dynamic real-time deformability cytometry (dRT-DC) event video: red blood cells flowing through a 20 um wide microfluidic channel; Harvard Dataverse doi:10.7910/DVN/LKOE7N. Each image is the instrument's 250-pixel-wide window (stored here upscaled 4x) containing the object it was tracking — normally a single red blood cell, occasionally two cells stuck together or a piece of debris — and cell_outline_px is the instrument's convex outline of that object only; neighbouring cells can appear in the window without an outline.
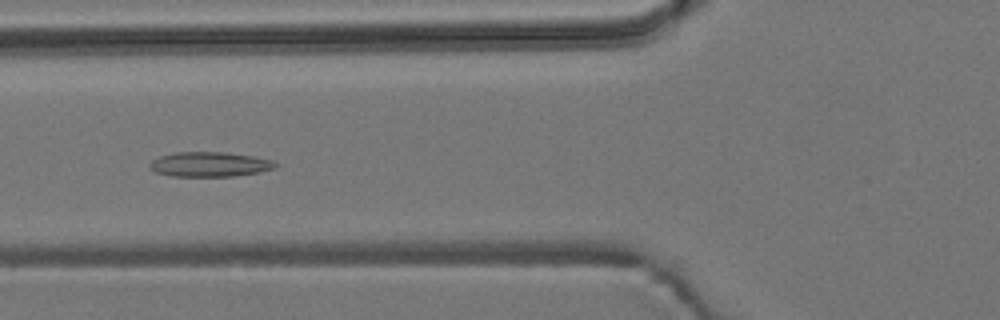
{"species": "common noctule bat (a hibernating species)", "species_latin": "Nyctalus noctula", "temperature_condition": "room temperature", "stored_images_in_passage": 37, "camera_frame_rate_fps": 3000, "um_per_image_px": 0.085, "animal": {"sex": "male", "body_mass_g": 19.2, "forearm_length_mm": 51.8}, "frame": {"image": 1, "passage_image": 13, "time_ms": 4.0, "image_size_px": [1000, 320], "cell_outline_px": [[280, 164], [276, 168], [260, 172], [232, 176], [172, 176], [156, 172], [148, 164], [152, 160], [160, 156], [176, 152], [224, 152], [252, 156], [272, 160]], "centroid_in_image_um": [17.86, 13.96], "position_along_channel_um": 107.9, "area_um2": 18.09}}
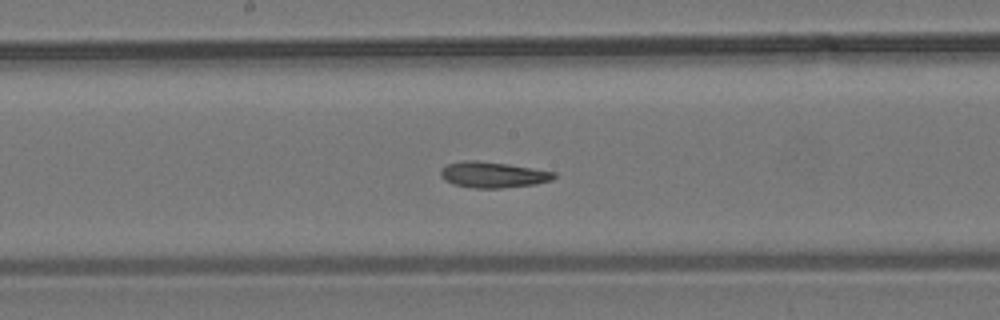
{"frame": {"image": 2, "passage_image": 21, "time_ms": 6.667, "image_size_px": [1000, 320], "cell_outline_px": [[556, 176], [552, 180], [536, 184], [500, 188], [472, 188], [452, 184], [444, 180], [440, 176], [440, 168], [448, 164], [464, 160], [476, 160], [508, 164], [556, 172]], "centroid_in_image_um": [41.87, 14.85], "position_along_channel_um": 206.3, "area_um2": 17.22}}
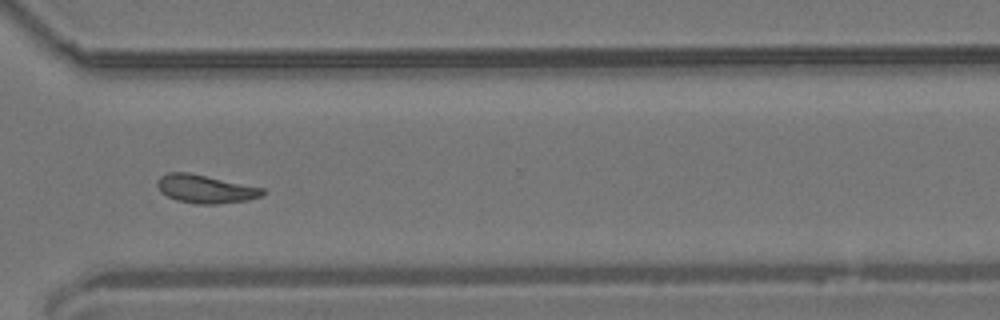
{"frame": {"image": 3, "passage_image": 33, "time_ms": 10.667, "image_size_px": [1000, 320], "cell_outline_px": [[268, 192], [260, 196], [248, 200], [216, 204], [196, 204], [176, 200], [160, 192], [156, 184], [156, 180], [160, 176], [168, 172], [188, 172], [264, 188]], "centroid_in_image_um": [17.44, 16.06], "position_along_channel_um": 353.2, "area_um2": 17.46}, "authors_computed_cell_mechanics": {"area_um2": 17.1088, "velocity_mm_per_s": 3.6801, "shape_relaxation_time_tau1_ms": null, "shape_relaxation_time_tau2_ms": 3.2098, "deformation_change_tau1": null, "deformation_change_tau2": 0.0681}}